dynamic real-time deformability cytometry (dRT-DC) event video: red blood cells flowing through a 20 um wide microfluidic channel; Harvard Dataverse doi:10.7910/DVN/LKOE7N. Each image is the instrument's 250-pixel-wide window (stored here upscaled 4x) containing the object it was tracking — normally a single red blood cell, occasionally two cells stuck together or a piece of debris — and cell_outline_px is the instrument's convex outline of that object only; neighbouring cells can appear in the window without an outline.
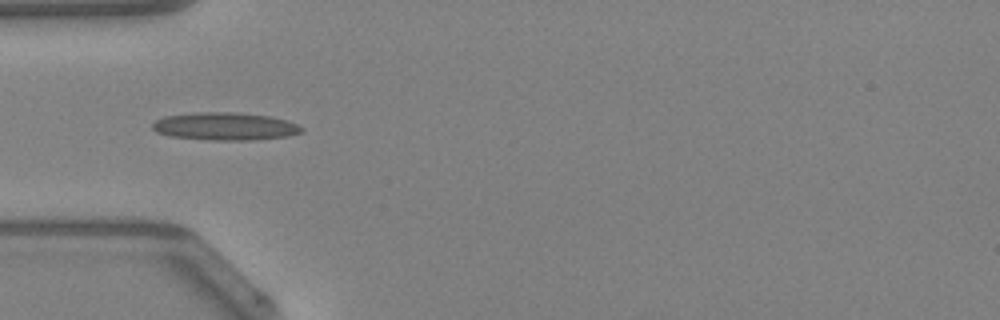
{"species": "Egyptian fruit bat (a non-hibernating species)", "species_latin": "Rousettus aegyptiacus", "temperature_condition": "warm", "stored_images_in_passage": 46, "camera_frame_rate_fps": 3000, "um_per_image_px": 0.085, "animal": {"sex": "female"}, "frame": {"image": 1, "passage_image": 14, "time_ms": 4.333, "image_size_px": [1000, 320], "cell_outline_px": [[304, 132], [288, 136], [252, 140], [212, 140], [172, 136], [156, 132], [152, 128], [152, 124], [156, 120], [164, 116], [196, 112], [236, 112], [268, 116], [284, 120], [296, 124], [304, 128]], "centroid_in_image_um": [19.13, 10.74], "position_along_channel_um": 65.9, "area_um2": 24.04}, "authors_computed_cell_mechanics": {"area_um2": 21.0392, "velocity_mm_per_s": 4.2811, "shape_relaxation_time_tau1_ms": null, "shape_relaxation_time_tau2_ms": 5.9168, "deformation_change_tau1": null, "deformation_change_tau2": 0.2035}}